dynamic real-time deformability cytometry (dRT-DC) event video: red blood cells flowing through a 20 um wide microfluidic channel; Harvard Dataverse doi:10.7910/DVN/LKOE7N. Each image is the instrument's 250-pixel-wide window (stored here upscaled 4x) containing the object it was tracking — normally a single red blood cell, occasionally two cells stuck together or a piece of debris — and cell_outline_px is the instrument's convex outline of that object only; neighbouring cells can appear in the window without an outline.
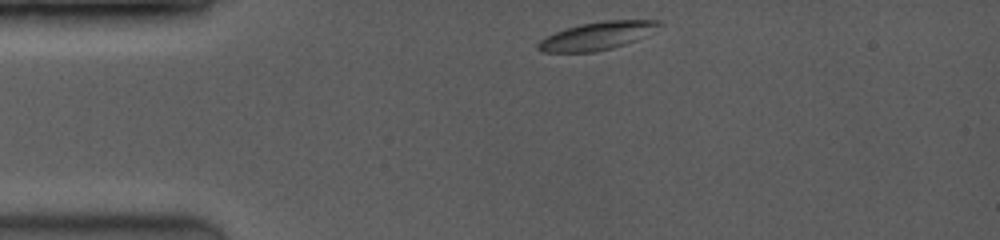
{"species": "common noctule bat (a hibernating species)", "species_latin": "Nyctalus noctula", "temperature_condition": "room temperature", "stored_images_in_passage": 41, "camera_frame_rate_fps": 3500, "um_per_image_px": 0.085, "animal": {"sex": "female", "body_mass_g": 19.0, "forearm_length_mm": 53.3}, "frame": {"image": 1, "passage_image": 1, "time_ms": 0.0, "image_size_px": [1000, 240], "cell_outline_px": [[660, 24], [632, 40], [624, 44], [612, 48], [596, 52], [540, 52], [536, 48], [536, 44], [540, 40], [556, 32], [580, 24], [604, 20], [656, 20]], "centroid_in_image_um": [50.6, 3.06], "position_along_channel_um": 34.4, "area_um2": 18.96}}
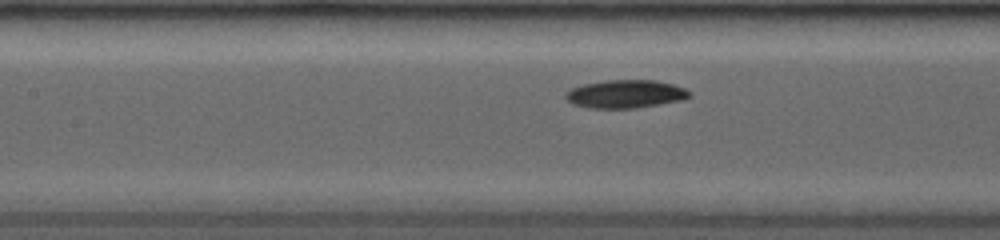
{"frame": {"image": 2, "passage_image": 15, "time_ms": 4.0, "image_size_px": [1000, 240], "cell_outline_px": [[692, 96], [680, 100], [636, 108], [588, 108], [572, 104], [564, 96], [572, 88], [584, 84], [604, 80], [656, 80], [672, 84], [684, 88]], "centroid_in_image_um": [53.14, 7.99], "position_along_channel_um": 154.3, "area_um2": 20.11}}
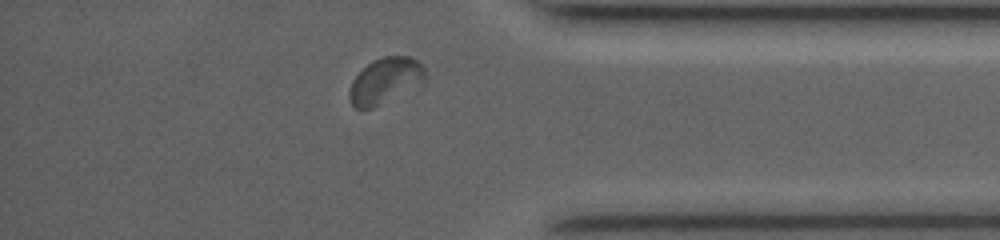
{"frame": {"image": 3, "passage_image": 37, "time_ms": 10.286, "image_size_px": [1000, 240], "cell_outline_px": [[428, 80], [424, 88], [420, 92], [372, 108], [356, 108], [352, 104], [348, 96], [348, 92], [352, 80], [372, 60], [384, 56], [412, 56], [424, 68]], "centroid_in_image_um": [32.9, 6.92], "position_along_channel_um": 402.3, "area_um2": 21.68}, "authors_computed_cell_mechanics": {"area_um2": 20.1144, "velocity_mm_per_s": 4.0317, "shape_relaxation_time_tau1_ms": 3.1337, "shape_relaxation_time_tau2_ms": 2.1445, "deformation_change_tau1": 0.1033, "deformation_change_tau2": 0.0367}}